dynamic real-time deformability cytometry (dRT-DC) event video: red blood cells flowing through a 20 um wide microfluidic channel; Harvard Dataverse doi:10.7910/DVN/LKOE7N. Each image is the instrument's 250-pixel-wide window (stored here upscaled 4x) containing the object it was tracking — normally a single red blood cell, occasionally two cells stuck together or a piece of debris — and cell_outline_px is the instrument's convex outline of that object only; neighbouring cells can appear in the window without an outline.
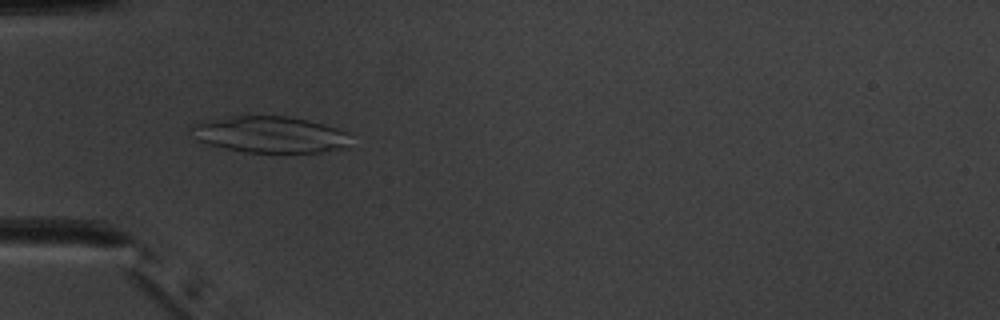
{"species": "common noctule bat (a hibernating species)", "species_latin": "Nyctalus noctula", "temperature_condition": "warm", "stored_images_in_passage": 52, "camera_frame_rate_fps": 3000, "um_per_image_px": 0.085, "animal": {"sex": "male", "body_mass_g": 20.1, "forearm_length_mm": 53.5}, "frame": {"image": 1, "passage_image": 17, "time_ms": 5.333, "image_size_px": [1000, 320], "cell_outline_px": [[348, 148], [320, 152], [244, 152], [224, 148], [208, 144], [196, 140], [192, 128], [192, 124], [232, 116], [288, 116], [308, 120], [324, 124], [336, 128], [344, 132]], "centroid_in_image_um": [22.93, 11.44], "position_along_channel_um": 62.1, "area_um2": 33.29}}
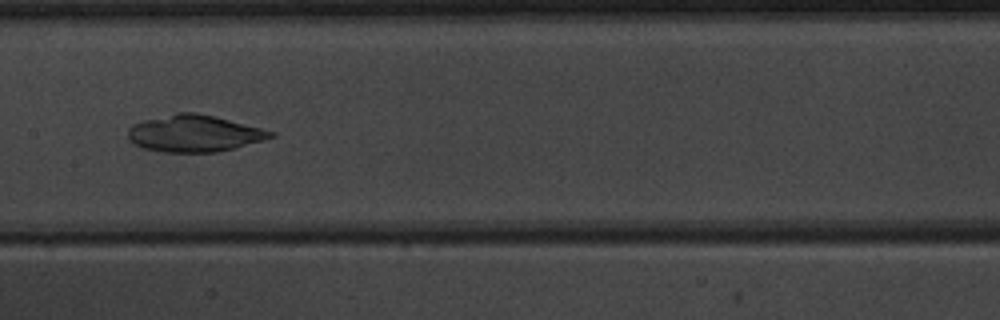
{"frame": {"image": 2, "passage_image": 27, "time_ms": 8.667, "image_size_px": [1000, 320], "cell_outline_px": [[276, 136], [264, 140], [236, 148], [216, 152], [164, 152], [140, 148], [128, 140], [128, 128], [132, 124], [144, 120], [180, 112], [196, 112], [276, 132]], "centroid_in_image_um": [16.48, 11.36], "position_along_channel_um": 190.9, "area_um2": 30.52}}
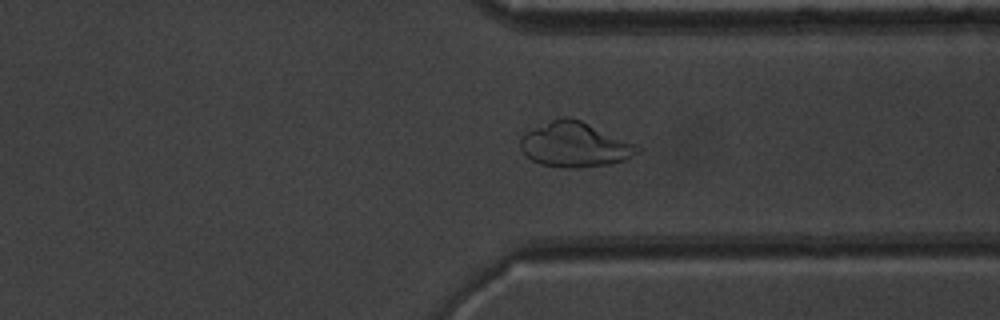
{"frame": {"image": 3, "passage_image": 40, "time_ms": 13.0, "image_size_px": [1000, 320], "cell_outline_px": [[644, 148], [640, 152], [624, 160], [612, 164], [576, 168], [568, 168], [540, 164], [532, 160], [520, 148], [520, 136], [524, 132], [532, 128], [552, 120], [564, 116], [568, 116], [580, 120], [636, 144]], "centroid_in_image_um": [48.87, 12.3], "position_along_channel_um": 362.5, "area_um2": 30.63}}